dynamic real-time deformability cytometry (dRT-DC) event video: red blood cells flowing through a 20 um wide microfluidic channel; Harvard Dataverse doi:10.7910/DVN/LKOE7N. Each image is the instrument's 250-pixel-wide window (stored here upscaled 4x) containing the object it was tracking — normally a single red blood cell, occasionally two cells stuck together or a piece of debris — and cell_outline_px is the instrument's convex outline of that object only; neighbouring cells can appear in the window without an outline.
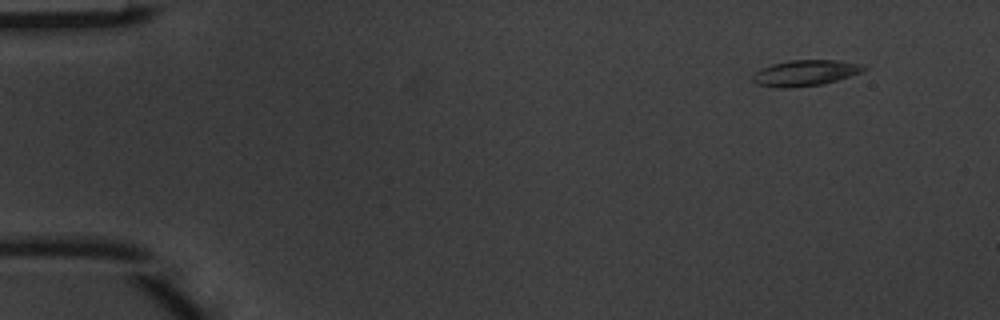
{"species": "common noctule bat (a hibernating species)", "species_latin": "Nyctalus noctula", "temperature_condition": "warm", "stored_images_in_passage": 7, "camera_frame_rate_fps": 3000, "um_per_image_px": 0.085, "animal": {"sex": "male", "body_mass_g": 20.1, "forearm_length_mm": 53.5}, "frame": {"image": 1, "passage_image": 1, "time_ms": 0.0, "image_size_px": [1000, 320], "cell_outline_px": [[868, 68], [864, 72], [836, 80], [820, 84], [788, 88], [780, 88], [756, 84], [752, 80], [752, 76], [760, 68], [772, 64], [788, 60], [836, 60], [864, 64]], "centroid_in_image_um": [68.46, 6.19], "position_along_channel_um": 16.5, "area_um2": 16.82}}
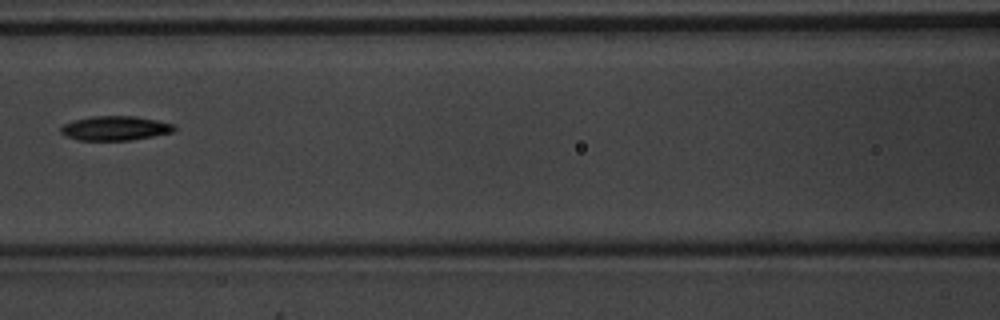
{"frame": {"image": 2, "passage_image": 6, "time_ms": 1.667, "image_size_px": [1000, 320], "cell_outline_px": [[176, 132], [128, 140], [76, 140], [64, 136], [60, 132], [60, 128], [64, 124], [76, 120], [92, 116], [136, 116], [156, 120], [172, 124], [176, 128]], "centroid_in_image_um": [9.78, 10.9], "position_along_channel_um": 156.8, "area_um2": 16.07}}
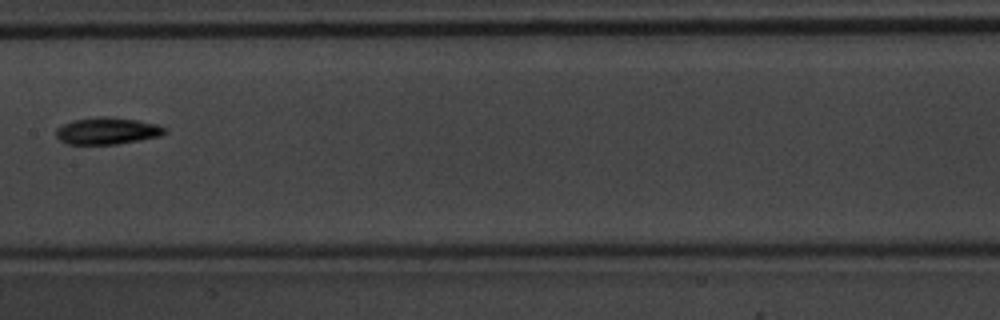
{"frame": {"image": 3, "passage_image": 7, "time_ms": 2.0, "image_size_px": [1000, 320], "cell_outline_px": [[168, 132], [160, 136], [140, 140], [116, 144], [68, 144], [60, 140], [56, 136], [56, 128], [72, 120], [100, 116], [112, 116], [136, 120], [156, 124], [168, 128]], "centroid_in_image_um": [9.14, 11.12], "position_along_channel_um": 198.3, "area_um2": 17.17}}